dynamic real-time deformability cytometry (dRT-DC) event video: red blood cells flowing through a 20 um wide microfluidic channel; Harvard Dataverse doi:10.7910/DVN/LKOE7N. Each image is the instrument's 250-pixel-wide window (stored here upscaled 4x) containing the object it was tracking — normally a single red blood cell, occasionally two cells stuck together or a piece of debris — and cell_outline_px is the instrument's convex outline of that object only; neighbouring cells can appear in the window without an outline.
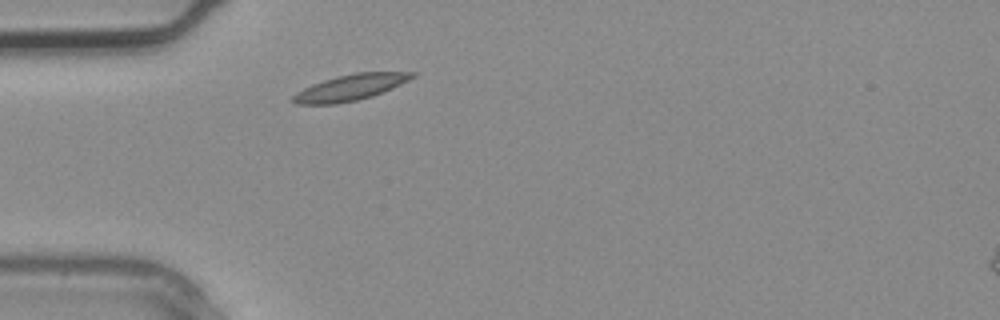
{"species": "common noctule bat (a hibernating species)", "species_latin": "Nyctalus noctula", "temperature_condition": "warm", "stored_images_in_passage": 2, "camera_frame_rate_fps": 3000, "um_per_image_px": 0.085, "animal": {"sex": "male", "body_mass_g": 20.4}, "frame": {"image": 1, "passage_image": 1, "time_ms": 0.0, "image_size_px": [1000, 320], "cell_outline_px": [[416, 76], [392, 88], [372, 96], [356, 100], [336, 104], [296, 104], [288, 100], [296, 92], [312, 84], [336, 76], [356, 72], [416, 72]], "centroid_in_image_um": [29.73, 7.43], "position_along_channel_um": 55.3, "area_um2": 18.03}}